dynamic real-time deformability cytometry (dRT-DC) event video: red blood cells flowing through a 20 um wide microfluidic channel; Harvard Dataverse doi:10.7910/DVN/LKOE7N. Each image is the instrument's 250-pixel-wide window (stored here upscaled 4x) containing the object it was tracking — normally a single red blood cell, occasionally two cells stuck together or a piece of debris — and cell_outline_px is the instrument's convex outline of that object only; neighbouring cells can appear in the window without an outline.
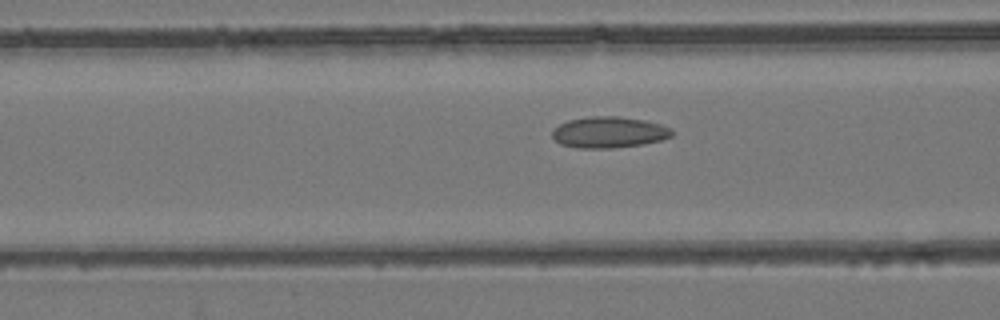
{"species": "common noctule bat (a hibernating species)", "species_latin": "Nyctalus noctula", "temperature_condition": "room temperature", "stored_images_in_passage": 54, "camera_frame_rate_fps": 3000, "um_per_image_px": 0.085, "animal": {"sex": "female", "body_mass_g": 24.6, "forearm_length_mm": 56.2}, "frame": {"image": 1, "passage_image": 22, "time_ms": 7.0, "image_size_px": [1000, 320], "cell_outline_px": [[672, 136], [660, 140], [640, 144], [612, 148], [580, 148], [560, 144], [552, 136], [552, 128], [568, 120], [588, 116], [620, 116], [644, 120], [660, 124], [672, 128]], "centroid_in_image_um": [51.73, 11.23], "position_along_channel_um": 114.9, "area_um2": 21.73}}
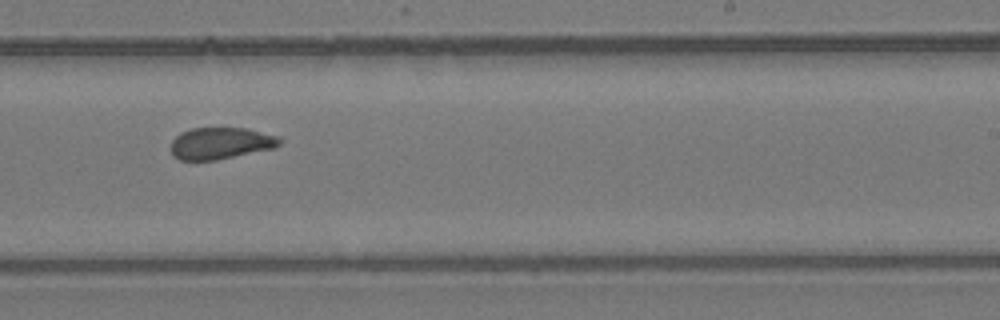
{"frame": {"image": 2, "passage_image": 34, "time_ms": 11.0, "image_size_px": [1000, 320], "cell_outline_px": [[284, 140], [276, 148], [216, 160], [180, 160], [172, 156], [168, 148], [172, 140], [180, 132], [192, 128], [248, 128], [280, 136]], "centroid_in_image_um": [18.76, 12.17], "position_along_channel_um": 270.2, "area_um2": 20.63}}
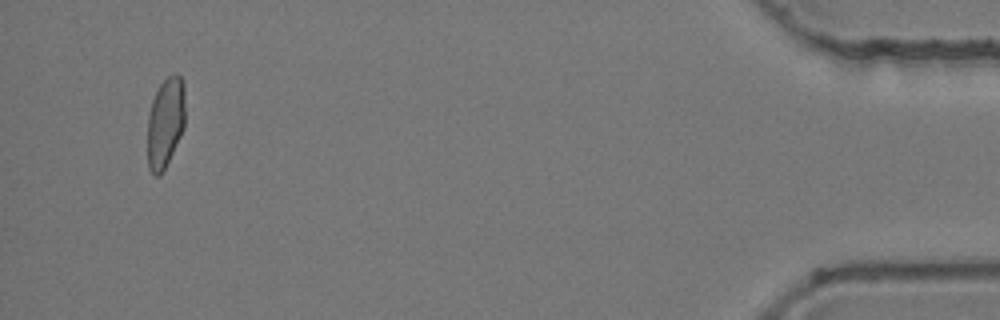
{"frame": {"image": 3, "passage_image": 52, "time_ms": 17.0, "image_size_px": [1000, 320], "cell_outline_px": [[184, 128], [160, 176], [156, 176], [148, 168], [148, 116], [152, 100], [160, 84], [168, 76], [176, 72], [180, 76], [184, 84]], "centroid_in_image_um": [14.05, 10.38], "position_along_channel_um": 421.1, "area_um2": 19.59}, "authors_computed_cell_mechanics": {"area_um2": 21.3282, "velocity_mm_per_s": 3.8931, "shape_relaxation_time_tau1_ms": null, "shape_relaxation_time_tau2_ms": 1.9063, "deformation_change_tau1": null, "deformation_change_tau2": 0.0918}}